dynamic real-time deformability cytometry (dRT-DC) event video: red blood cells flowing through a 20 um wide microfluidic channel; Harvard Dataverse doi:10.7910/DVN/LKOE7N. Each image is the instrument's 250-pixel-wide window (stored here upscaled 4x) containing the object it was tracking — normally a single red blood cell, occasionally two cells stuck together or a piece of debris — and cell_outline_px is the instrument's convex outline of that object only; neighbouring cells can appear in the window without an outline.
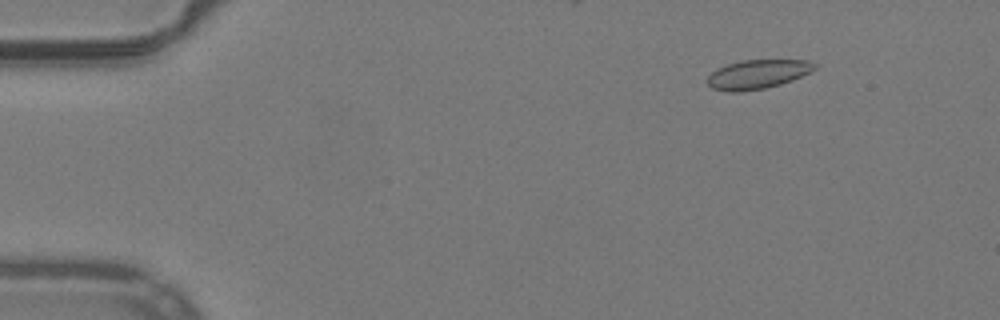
{"species": "common noctule bat (a hibernating species)", "species_latin": "Nyctalus noctula", "temperature_condition": "warm", "stored_images_in_passage": 54, "segment_of_instrument_passage": [1, 2], "camera_frame_rate_fps": 3000, "um_per_image_px": 0.085, "animal": {"sex": "male", "body_mass_g": 19.2, "forearm_length_mm": 51.8}, "frame": {"image": 1, "passage_image": 7, "time_ms": 2.0, "image_size_px": [1000, 320], "cell_outline_px": [[816, 68], [792, 80], [780, 84], [764, 88], [740, 92], [728, 92], [712, 88], [708, 84], [708, 76], [716, 68], [740, 60], [808, 60], [816, 64]], "centroid_in_image_um": [64.36, 6.31], "position_along_channel_um": 20.6, "area_um2": 18.03}}
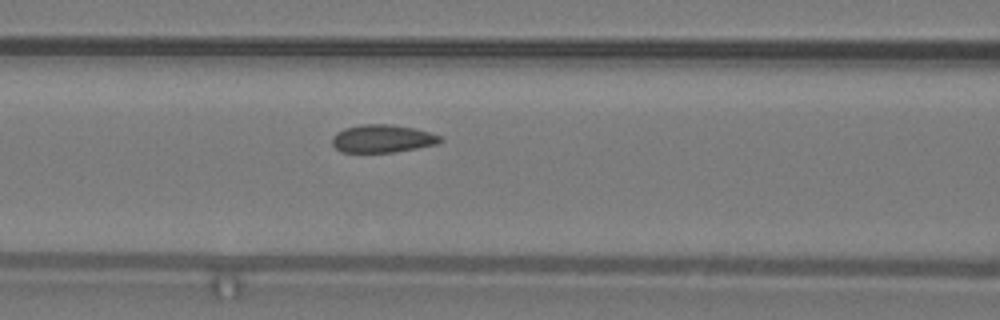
{"frame": {"image": 2, "passage_image": 23, "time_ms": 7.333, "image_size_px": [1000, 320], "cell_outline_px": [[444, 140], [436, 144], [396, 152], [340, 152], [332, 144], [332, 136], [336, 132], [344, 128], [360, 124], [392, 124], [412, 128], [444, 136]], "centroid_in_image_um": [32.5, 11.78], "position_along_channel_um": 134.1, "area_um2": 17.69}}
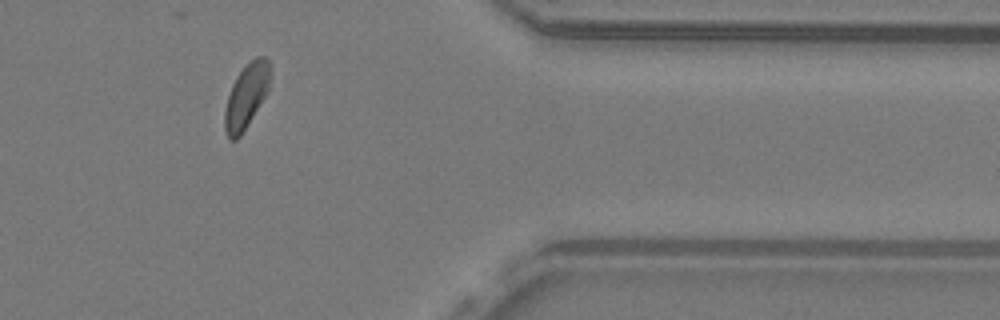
{"frame": {"image": 3, "passage_image": 44, "time_ms": 14.333, "image_size_px": [1000, 320], "cell_outline_px": [[272, 72], [268, 92], [240, 136], [236, 140], [228, 140], [224, 132], [224, 112], [228, 96], [232, 84], [236, 76], [256, 56], [264, 56], [268, 60]], "centroid_in_image_um": [20.94, 8.18], "position_along_channel_um": 390.5, "area_um2": 17.17}}